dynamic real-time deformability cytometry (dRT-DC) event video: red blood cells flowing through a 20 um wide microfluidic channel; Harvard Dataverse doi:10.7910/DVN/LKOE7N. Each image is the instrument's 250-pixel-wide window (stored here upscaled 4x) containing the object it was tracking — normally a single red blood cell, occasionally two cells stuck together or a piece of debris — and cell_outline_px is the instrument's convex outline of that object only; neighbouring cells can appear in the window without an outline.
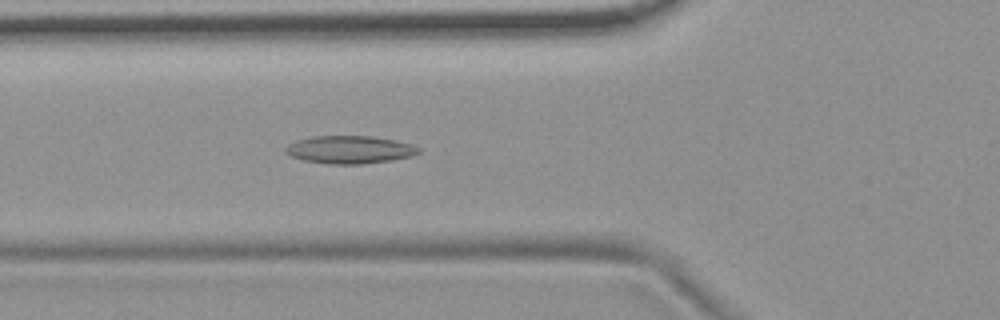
{"species": "common noctule bat (a hibernating species)", "species_latin": "Nyctalus noctula", "temperature_condition": "room temperature", "stored_images_in_passage": 6, "camera_frame_rate_fps": 3000, "um_per_image_px": 0.085, "animal": {"sex": "female", "body_mass_g": 19.9}, "frame": {"image": 1, "passage_image": 6, "time_ms": 5.667, "image_size_px": [1000, 320], "cell_outline_px": [[420, 152], [412, 156], [392, 160], [364, 164], [328, 164], [304, 160], [292, 156], [284, 152], [284, 148], [288, 144], [296, 140], [312, 136], [368, 136], [392, 140], [408, 144], [420, 148]], "centroid_in_image_um": [29.68, 12.73], "position_along_channel_um": 96.1, "area_um2": 21.44}}